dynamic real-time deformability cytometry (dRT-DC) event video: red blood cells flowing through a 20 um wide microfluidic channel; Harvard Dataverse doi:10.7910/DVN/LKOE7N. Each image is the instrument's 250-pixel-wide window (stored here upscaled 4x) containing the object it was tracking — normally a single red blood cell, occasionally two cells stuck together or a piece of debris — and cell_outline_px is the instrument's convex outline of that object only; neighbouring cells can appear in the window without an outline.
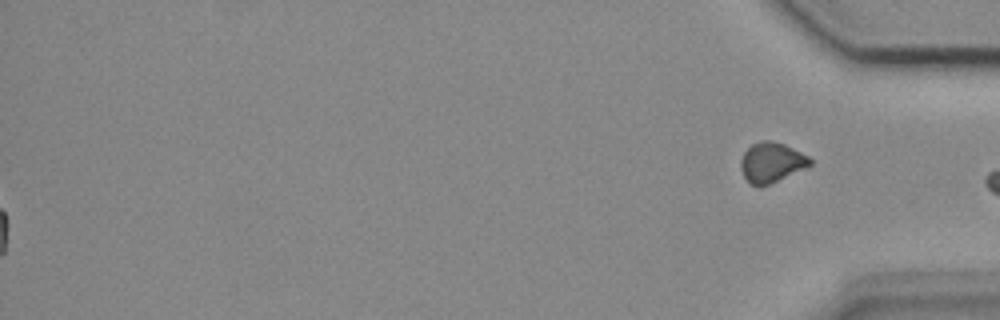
{"species": "common noctule bat (a hibernating species)", "species_latin": "Nyctalus noctula", "temperature_condition": "cold", "stored_images_in_passage": 55, "segment_of_instrument_passage": [2, 2], "camera_frame_rate_fps": 3000, "um_per_image_px": 0.085, "animal": {"sex": "female", "body_mass_g": 18.4}, "frame": {"image": 1, "passage_image": 55, "time_ms": 18.0, "image_size_px": [1000, 320], "cell_outline_px": [[812, 164], [804, 168], [760, 188], [752, 184], [744, 176], [740, 168], [740, 160], [744, 152], [752, 144], [760, 140], [772, 140], [784, 144], [808, 156], [812, 160]], "centroid_in_image_um": [65.55, 13.79], "position_along_channel_um": 369.7, "area_um2": 16.01}}